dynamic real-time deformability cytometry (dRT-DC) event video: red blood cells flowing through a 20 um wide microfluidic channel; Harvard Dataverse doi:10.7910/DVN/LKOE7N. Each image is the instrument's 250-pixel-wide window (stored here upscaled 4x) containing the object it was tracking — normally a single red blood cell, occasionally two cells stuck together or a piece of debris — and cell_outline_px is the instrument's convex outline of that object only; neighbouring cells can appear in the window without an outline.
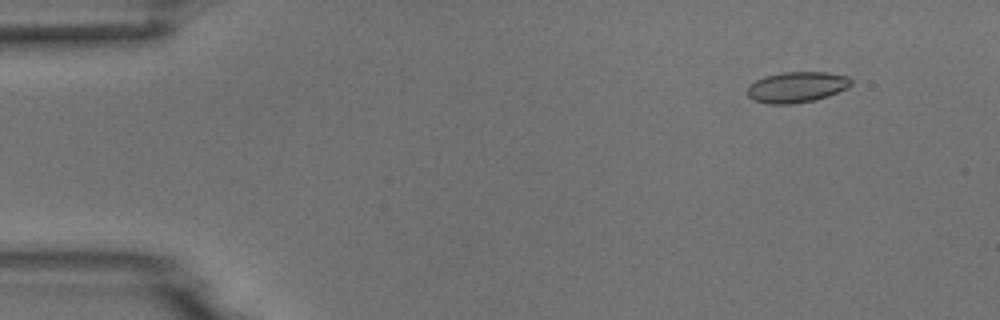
{"species": "common noctule bat (a hibernating species)", "species_latin": "Nyctalus noctula", "temperature_condition": "room temperature", "stored_images_in_passage": 6, "camera_frame_rate_fps": 3000, "um_per_image_px": 0.085, "animal": {"sex": "male", "body_mass_g": 18.8}, "frame": {"image": 1, "passage_image": 2, "time_ms": 0.333, "image_size_px": [1000, 320], "cell_outline_px": [[852, 84], [848, 88], [828, 96], [812, 100], [792, 104], [768, 104], [752, 100], [748, 96], [748, 88], [756, 80], [764, 76], [780, 72], [828, 72], [848, 76], [852, 80]], "centroid_in_image_um": [67.74, 7.4], "position_along_channel_um": 17.3, "area_um2": 18.67}}
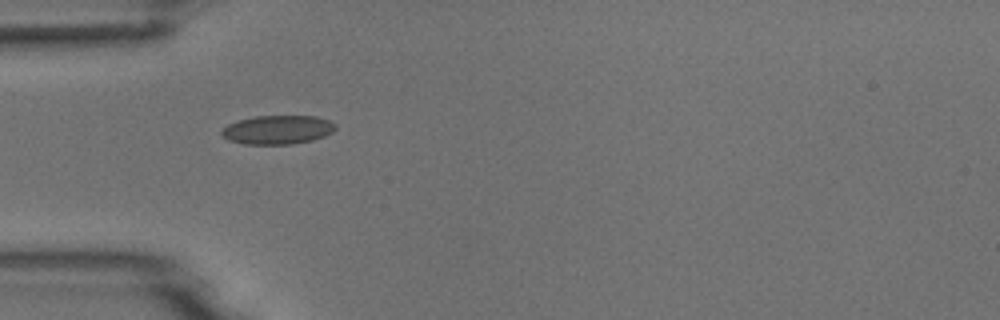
{"frame": {"image": 2, "passage_image": 5, "time_ms": 1.333, "image_size_px": [1000, 320], "cell_outline_px": [[336, 128], [332, 132], [324, 136], [312, 140], [292, 144], [244, 144], [228, 140], [220, 132], [228, 124], [240, 120], [256, 116], [316, 116], [328, 120], [336, 124]], "centroid_in_image_um": [23.61, 11.03], "position_along_channel_um": 61.4, "area_um2": 19.02}}